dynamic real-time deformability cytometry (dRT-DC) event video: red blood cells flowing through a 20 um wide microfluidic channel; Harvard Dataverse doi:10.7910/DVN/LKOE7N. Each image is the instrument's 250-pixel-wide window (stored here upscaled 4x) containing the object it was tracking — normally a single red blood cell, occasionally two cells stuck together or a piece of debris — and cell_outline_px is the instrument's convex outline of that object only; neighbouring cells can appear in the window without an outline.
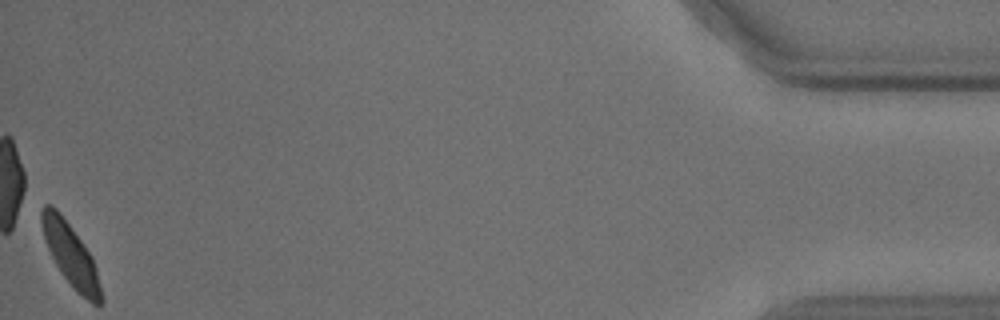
{"species": "common noctule bat (a hibernating species)", "species_latin": "Nyctalus noctula", "temperature_condition": "cold", "stored_images_in_passage": 40, "camera_frame_rate_fps": 3000, "um_per_image_px": 0.085, "animal": {"sex": "male", "body_mass_g": 18.8}, "frame": {"image": 1, "passage_image": 40, "time_ms": 13.0, "image_size_px": [1000, 320], "cell_outline_px": [[104, 300], [100, 304], [92, 304], [76, 292], [64, 276], [56, 264], [44, 240], [40, 220], [40, 212], [44, 204], [48, 204], [56, 208], [92, 256], [96, 268], [104, 296]], "centroid_in_image_um": [6.02, 21.71], "position_along_channel_um": 429.2, "area_um2": 21.44}}